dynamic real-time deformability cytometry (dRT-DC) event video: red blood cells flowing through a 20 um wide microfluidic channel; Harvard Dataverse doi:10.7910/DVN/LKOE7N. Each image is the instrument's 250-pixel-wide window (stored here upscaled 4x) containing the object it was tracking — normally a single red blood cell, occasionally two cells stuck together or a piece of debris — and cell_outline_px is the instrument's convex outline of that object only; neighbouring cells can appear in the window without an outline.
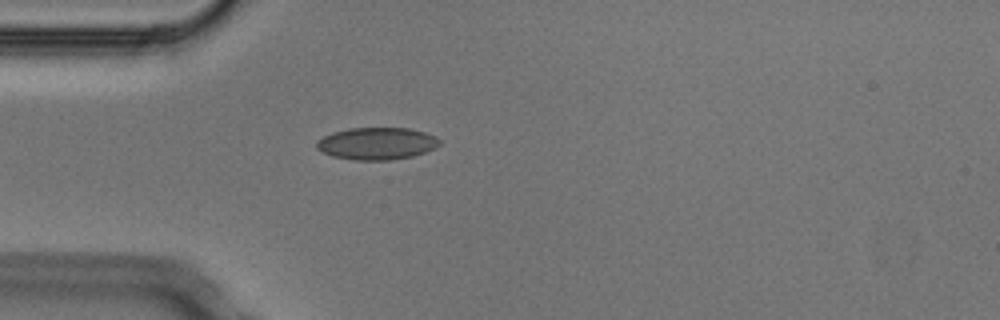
{"species": "Egyptian fruit bat (a non-hibernating species)", "species_latin": "Rousettus aegyptiacus", "temperature_condition": "cold", "stored_images_in_passage": 4, "camera_frame_rate_fps": 3000, "um_per_image_px": 0.085, "animal": {"sex": "male"}, "frame": {"image": 1, "passage_image": 4, "time_ms": 1.0, "image_size_px": [1000, 320], "cell_outline_px": [[440, 144], [436, 148], [412, 156], [388, 160], [356, 160], [332, 156], [316, 148], [316, 140], [332, 132], [348, 128], [408, 128], [424, 132], [436, 136], [440, 140]], "centroid_in_image_um": [32.02, 12.19], "position_along_channel_um": 53.0, "area_um2": 23.06}}